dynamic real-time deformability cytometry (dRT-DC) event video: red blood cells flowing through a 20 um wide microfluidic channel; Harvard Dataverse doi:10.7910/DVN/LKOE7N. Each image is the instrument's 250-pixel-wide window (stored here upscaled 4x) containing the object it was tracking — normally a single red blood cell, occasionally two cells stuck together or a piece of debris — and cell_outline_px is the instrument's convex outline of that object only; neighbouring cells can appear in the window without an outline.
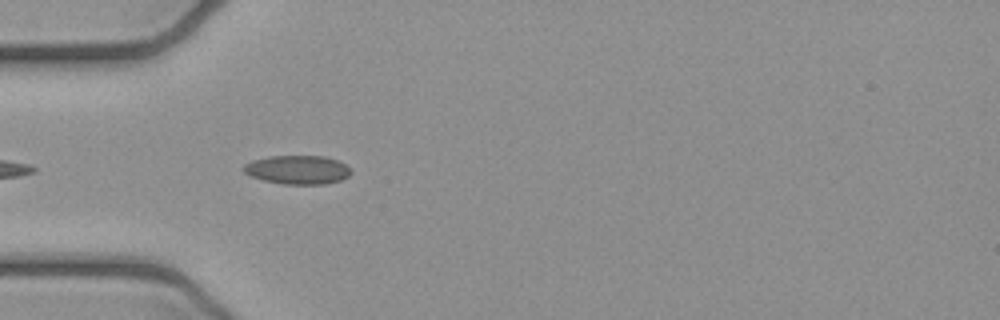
{"species": "common noctule bat (a hibernating species)", "species_latin": "Nyctalus noctula", "temperature_condition": "cold", "stored_images_in_passage": 5, "camera_frame_rate_fps": 3000, "um_per_image_px": 0.085, "animal": {"sex": "female", "body_mass_g": 21.9}, "frame": {"image": 1, "passage_image": 3, "time_ms": 0.667, "image_size_px": [1000, 320], "cell_outline_px": [[352, 172], [348, 176], [340, 180], [324, 184], [284, 184], [264, 180], [252, 176], [244, 172], [244, 164], [252, 160], [268, 156], [324, 156], [336, 160], [344, 164]], "centroid_in_image_um": [25.28, 14.42], "position_along_channel_um": 59.7, "area_um2": 17.8}}
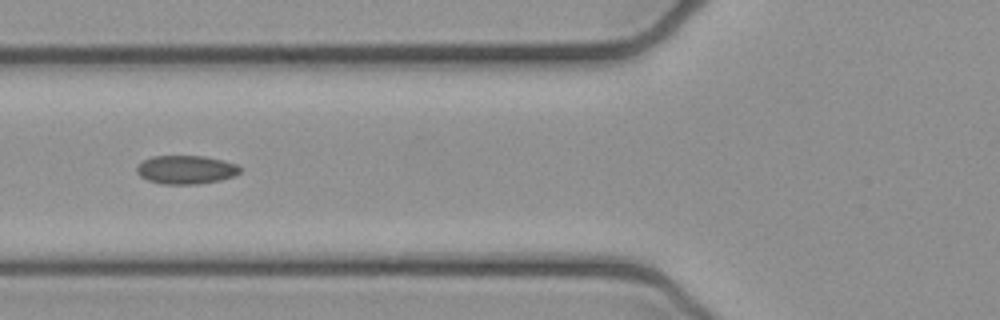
{"frame": {"image": 2, "passage_image": 4, "time_ms": 1.0, "image_size_px": [1000, 320], "cell_outline_px": [[240, 172], [236, 176], [220, 180], [196, 184], [160, 184], [148, 180], [140, 176], [136, 172], [136, 168], [144, 160], [152, 156], [204, 156], [236, 164], [240, 168]], "centroid_in_image_um": [15.8, 14.43], "position_along_channel_um": 110.0, "area_um2": 17.11}}
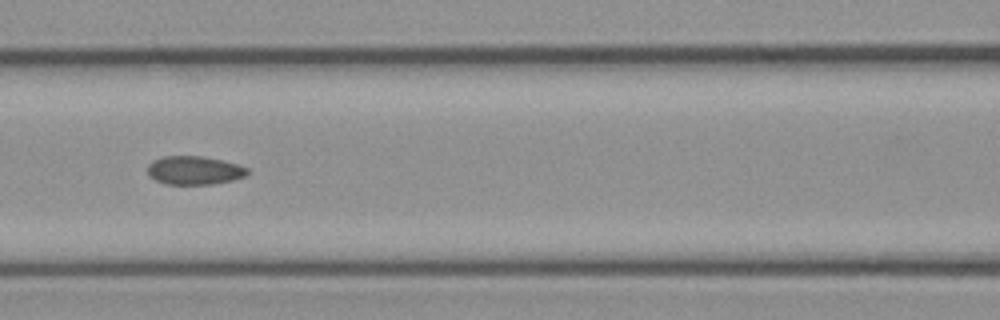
{"frame": {"image": 3, "passage_image": 5, "time_ms": 1.333, "image_size_px": [1000, 320], "cell_outline_px": [[248, 172], [244, 176], [232, 180], [212, 184], [164, 184], [148, 176], [148, 164], [152, 160], [164, 156], [200, 156], [220, 160], [236, 164], [248, 168]], "centroid_in_image_um": [16.46, 14.48], "position_along_channel_um": 150.1, "area_um2": 16.47}}